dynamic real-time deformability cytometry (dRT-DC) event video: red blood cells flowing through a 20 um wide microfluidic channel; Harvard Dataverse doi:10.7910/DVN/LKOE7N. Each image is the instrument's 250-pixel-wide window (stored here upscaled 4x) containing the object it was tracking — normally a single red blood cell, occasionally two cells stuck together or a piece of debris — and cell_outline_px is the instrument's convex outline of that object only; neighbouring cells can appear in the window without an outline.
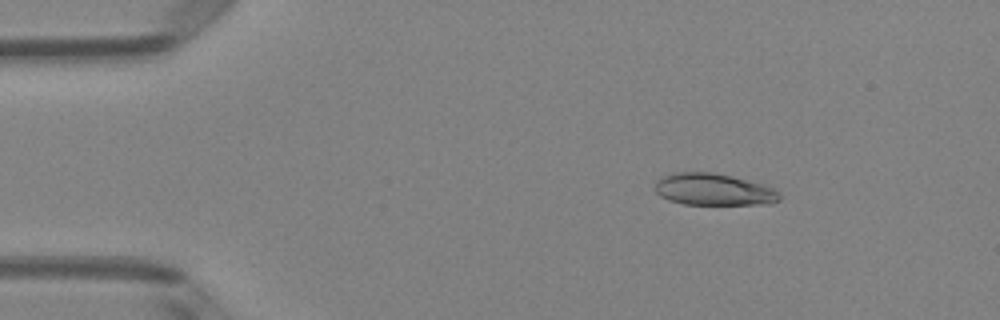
{"species": "Egyptian fruit bat (a non-hibernating species)", "species_latin": "Rousettus aegyptiacus", "temperature_condition": "room temperature", "stored_images_in_passage": 5, "camera_frame_rate_fps": 3000, "um_per_image_px": 0.085, "animal": {"sex": "female"}, "frame": {"image": 1, "passage_image": 3, "time_ms": 0.667, "image_size_px": [1000, 320], "cell_outline_px": [[780, 200], [772, 204], [684, 204], [668, 200], [660, 196], [652, 188], [656, 180], [664, 176], [676, 172], [712, 172], [732, 176], [776, 188], [780, 192]], "centroid_in_image_um": [60.65, 16.11], "position_along_channel_um": 24.3, "area_um2": 23.35}}